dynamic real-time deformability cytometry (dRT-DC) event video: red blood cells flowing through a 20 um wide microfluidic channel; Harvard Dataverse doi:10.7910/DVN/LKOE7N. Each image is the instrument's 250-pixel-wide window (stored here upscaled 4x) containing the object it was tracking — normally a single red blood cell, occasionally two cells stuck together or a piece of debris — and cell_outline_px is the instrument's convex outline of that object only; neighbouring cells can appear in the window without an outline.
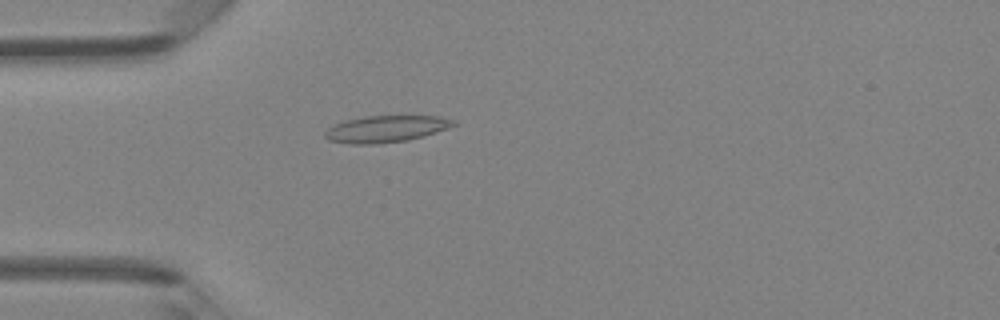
{"species": "Egyptian fruit bat (a non-hibernating species)", "species_latin": "Rousettus aegyptiacus", "temperature_condition": "room temperature", "stored_images_in_passage": 42, "camera_frame_rate_fps": 3000, "um_per_image_px": 0.085, "animal": {"sex": "female"}, "frame": {"image": 1, "passage_image": 8, "time_ms": 2.333, "image_size_px": [1000, 320], "cell_outline_px": [[456, 124], [448, 128], [424, 136], [408, 140], [376, 144], [348, 144], [328, 140], [324, 136], [324, 132], [328, 128], [344, 120], [364, 116], [440, 116], [456, 120]], "centroid_in_image_um": [32.8, 10.96], "position_along_channel_um": 52.2, "area_um2": 20.11}}
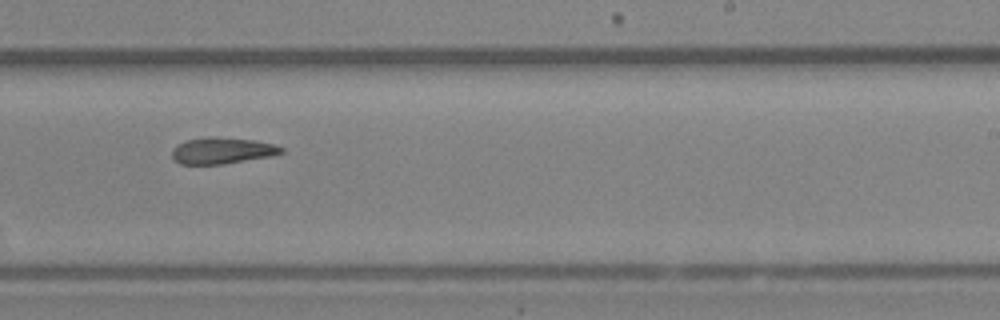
{"frame": {"image": 2, "passage_image": 24, "time_ms": 7.667, "image_size_px": [1000, 320], "cell_outline_px": [[284, 152], [272, 156], [220, 164], [180, 164], [172, 156], [172, 148], [176, 144], [184, 140], [208, 136], [212, 136], [256, 140], [276, 144], [284, 148]], "centroid_in_image_um": [18.88, 12.78], "position_along_channel_um": 270.1, "area_um2": 16.99}}
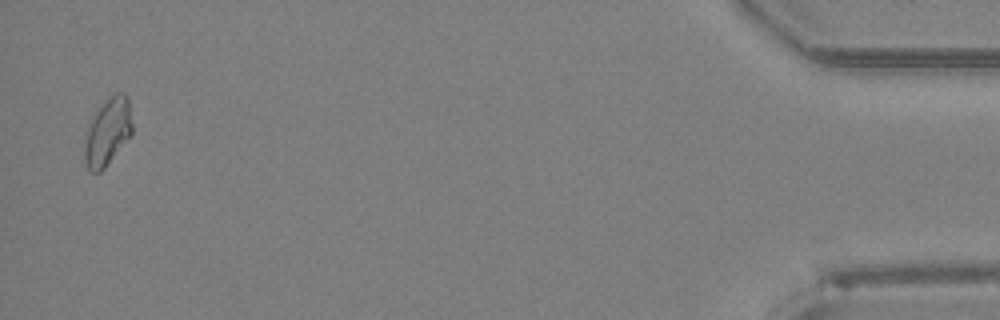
{"frame": {"image": 3, "passage_image": 41, "time_ms": 13.333, "image_size_px": [1000, 320], "cell_outline_px": [[132, 132], [104, 168], [100, 172], [92, 172], [88, 168], [84, 160], [84, 148], [88, 128], [96, 112], [116, 92], [124, 92], [128, 96], [132, 124]], "centroid_in_image_um": [9.16, 11.21], "position_along_channel_um": 426.0, "area_um2": 17.98}}